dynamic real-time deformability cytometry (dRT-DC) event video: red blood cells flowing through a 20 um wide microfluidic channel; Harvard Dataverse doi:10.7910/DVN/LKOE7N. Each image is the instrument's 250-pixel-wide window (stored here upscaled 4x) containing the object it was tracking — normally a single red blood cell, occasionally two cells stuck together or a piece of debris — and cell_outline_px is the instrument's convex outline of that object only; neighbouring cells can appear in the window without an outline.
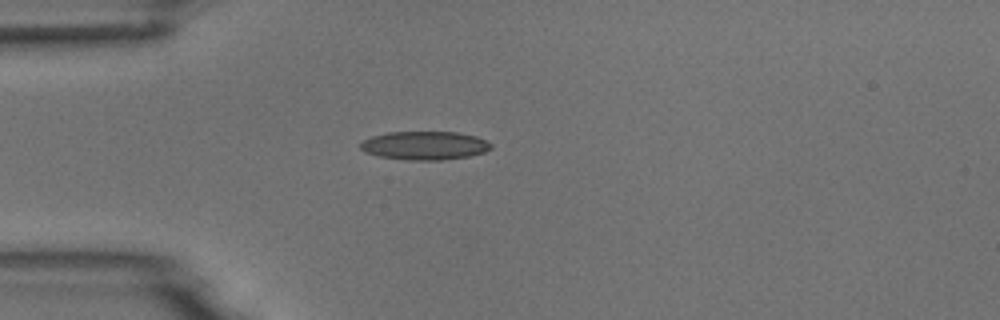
{"species": "common noctule bat (a hibernating species)", "species_latin": "Nyctalus noctula", "temperature_condition": "room temperature", "stored_images_in_passage": 2, "camera_frame_rate_fps": 3000, "um_per_image_px": 0.085, "animal": {"sex": "male", "body_mass_g": 18.8}, "frame": {"image": 1, "passage_image": 1, "time_ms": 0.0, "image_size_px": [1000, 320], "cell_outline_px": [[492, 148], [484, 152], [468, 156], [444, 160], [408, 160], [380, 156], [364, 152], [360, 148], [360, 144], [364, 140], [372, 136], [388, 132], [456, 132], [476, 136], [492, 144]], "centroid_in_image_um": [36.1, 12.37], "position_along_channel_um": 48.9, "area_um2": 21.62}}